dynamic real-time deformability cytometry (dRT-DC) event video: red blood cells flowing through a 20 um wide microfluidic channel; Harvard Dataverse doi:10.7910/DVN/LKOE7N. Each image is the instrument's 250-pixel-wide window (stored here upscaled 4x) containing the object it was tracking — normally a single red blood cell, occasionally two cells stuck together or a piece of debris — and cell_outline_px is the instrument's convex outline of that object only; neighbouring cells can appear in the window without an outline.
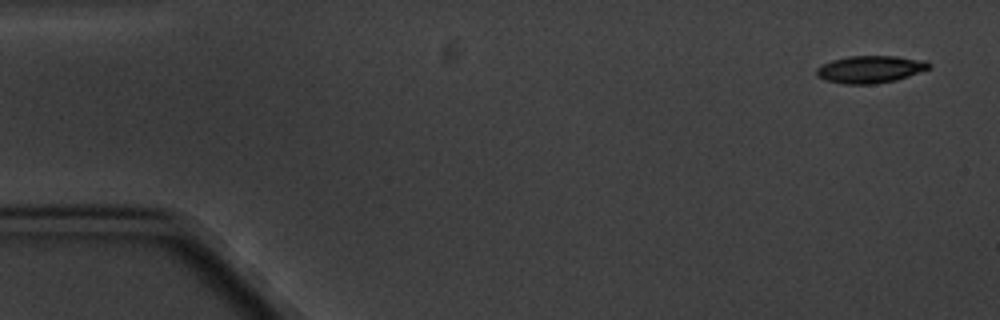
{"species": "common noctule bat (a hibernating species)", "species_latin": "Nyctalus noctula", "temperature_condition": "cold", "stored_images_in_passage": 5, "camera_frame_rate_fps": 3000, "um_per_image_px": 0.085, "animal": {"sex": "male", "body_mass_g": 20.1, "forearm_length_mm": 53.5}, "frame": {"image": 1, "passage_image": 1, "time_ms": 0.0, "image_size_px": [1000, 320], "cell_outline_px": [[932, 64], [928, 68], [908, 76], [896, 80], [872, 84], [844, 84], [824, 80], [816, 76], [816, 68], [832, 60], [848, 56], [896, 56], [928, 60]], "centroid_in_image_um": [73.96, 5.88], "position_along_channel_um": 11.0, "area_um2": 17.92}}
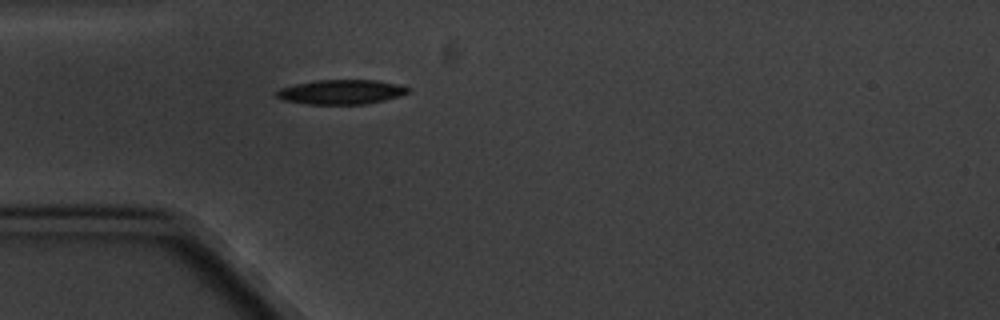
{"frame": {"image": 2, "passage_image": 5, "time_ms": 4.667, "image_size_px": [1000, 320], "cell_outline_px": [[408, 92], [400, 96], [384, 100], [364, 104], [308, 104], [284, 100], [276, 96], [276, 92], [280, 88], [296, 84], [316, 80], [376, 80], [396, 84], [408, 88]], "centroid_in_image_um": [28.98, 7.82], "position_along_channel_um": 56.0, "area_um2": 18.55}}